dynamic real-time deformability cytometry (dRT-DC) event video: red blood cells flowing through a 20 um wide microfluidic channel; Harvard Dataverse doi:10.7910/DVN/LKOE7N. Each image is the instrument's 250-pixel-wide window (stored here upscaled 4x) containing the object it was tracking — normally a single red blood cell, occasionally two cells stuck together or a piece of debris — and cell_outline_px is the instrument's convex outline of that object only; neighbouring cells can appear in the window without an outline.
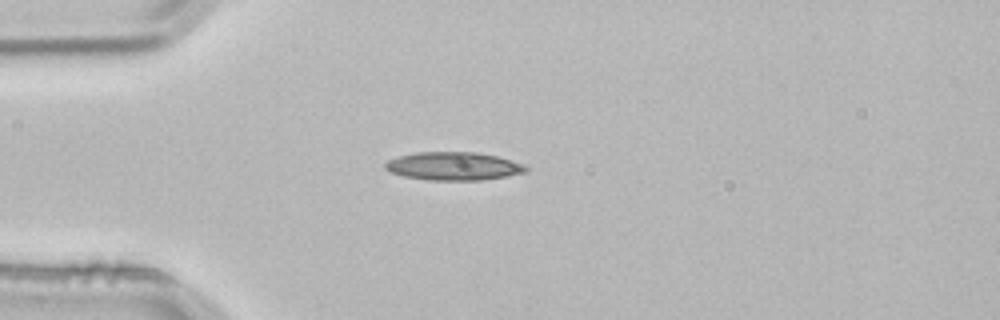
{"species": "common noctule bat (a hibernating species)", "species_latin": "Nyctalus noctula", "temperature_condition": "room temperature", "stored_images_in_passage": 2, "camera_frame_rate_fps": 3000, "um_per_image_px": 0.085, "animal": {"sex": "male", "body_mass_g": 21.5, "forearm_length_mm": 52.0}, "frame": {"image": 1, "passage_image": 2, "time_ms": 0.333, "image_size_px": [1000, 320], "cell_outline_px": [[528, 172], [480, 180], [428, 180], [404, 176], [388, 172], [384, 168], [384, 164], [388, 160], [400, 156], [416, 152], [476, 152], [496, 156], [524, 164], [528, 168]], "centroid_in_image_um": [38.52, 14.12], "position_along_channel_um": 46.5, "area_um2": 23.06}}